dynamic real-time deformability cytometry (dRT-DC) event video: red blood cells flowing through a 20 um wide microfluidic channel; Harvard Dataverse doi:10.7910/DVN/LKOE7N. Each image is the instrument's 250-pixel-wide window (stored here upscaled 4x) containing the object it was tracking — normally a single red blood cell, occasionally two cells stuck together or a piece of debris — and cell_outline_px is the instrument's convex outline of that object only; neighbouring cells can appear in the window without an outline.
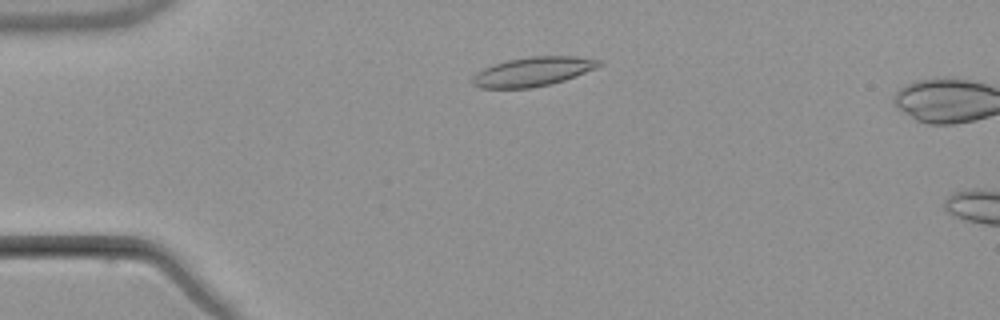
{"species": "common noctule bat (a hibernating species)", "species_latin": "Nyctalus noctula", "temperature_condition": "warm", "stored_images_in_passage": 3, "camera_frame_rate_fps": 3000, "um_per_image_px": 0.085, "animal": {"sex": "male", "body_mass_g": 21.5, "forearm_length_mm": 52.0}, "frame": {"image": 1, "passage_image": 2, "time_ms": 2.333, "image_size_px": [1000, 320], "cell_outline_px": [[604, 64], [596, 68], [564, 80], [552, 84], [532, 88], [480, 88], [472, 84], [472, 76], [476, 72], [492, 64], [508, 60], [528, 56], [576, 56], [600, 60]], "centroid_in_image_um": [45.28, 6.08], "position_along_channel_um": 39.7, "area_um2": 21.68}}